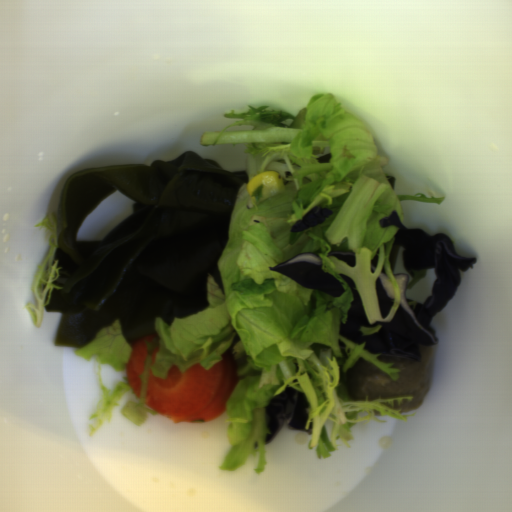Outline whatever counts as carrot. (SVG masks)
<instances>
[{"label": "carrot", "mask_w": 512, "mask_h": 512, "mask_svg": "<svg viewBox=\"0 0 512 512\" xmlns=\"http://www.w3.org/2000/svg\"><path fill=\"white\" fill-rule=\"evenodd\" d=\"M158 352H159L158 347H155V349H154V351H153V353L151 355V365L155 364V362H156V355H157Z\"/></svg>", "instance_id": "1c9b5961"}, {"label": "carrot", "mask_w": 512, "mask_h": 512, "mask_svg": "<svg viewBox=\"0 0 512 512\" xmlns=\"http://www.w3.org/2000/svg\"><path fill=\"white\" fill-rule=\"evenodd\" d=\"M157 333L146 336L134 342L130 349L127 364L126 377L128 383L139 398L142 388L141 375L145 372V365L148 358L147 345L156 338Z\"/></svg>", "instance_id": "cead05ca"}, {"label": "carrot", "mask_w": 512, "mask_h": 512, "mask_svg": "<svg viewBox=\"0 0 512 512\" xmlns=\"http://www.w3.org/2000/svg\"><path fill=\"white\" fill-rule=\"evenodd\" d=\"M239 380L231 349L209 369L198 362L182 372L173 364L157 378L149 368L144 405L175 423H207L224 414Z\"/></svg>", "instance_id": "b8716197"}]
</instances>
